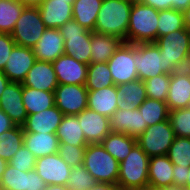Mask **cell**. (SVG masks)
<instances>
[{"label": "cell", "mask_w": 190, "mask_h": 190, "mask_svg": "<svg viewBox=\"0 0 190 190\" xmlns=\"http://www.w3.org/2000/svg\"><path fill=\"white\" fill-rule=\"evenodd\" d=\"M185 26L190 30V7L184 12Z\"/></svg>", "instance_id": "obj_54"}, {"label": "cell", "mask_w": 190, "mask_h": 190, "mask_svg": "<svg viewBox=\"0 0 190 190\" xmlns=\"http://www.w3.org/2000/svg\"><path fill=\"white\" fill-rule=\"evenodd\" d=\"M168 119L176 137L190 138V107L169 111Z\"/></svg>", "instance_id": "obj_40"}, {"label": "cell", "mask_w": 190, "mask_h": 190, "mask_svg": "<svg viewBox=\"0 0 190 190\" xmlns=\"http://www.w3.org/2000/svg\"><path fill=\"white\" fill-rule=\"evenodd\" d=\"M83 166L96 182L117 184L119 162L105 150L101 143L86 146Z\"/></svg>", "instance_id": "obj_5"}, {"label": "cell", "mask_w": 190, "mask_h": 190, "mask_svg": "<svg viewBox=\"0 0 190 190\" xmlns=\"http://www.w3.org/2000/svg\"><path fill=\"white\" fill-rule=\"evenodd\" d=\"M59 31L64 38V54L75 60L90 64L91 31L81 26L74 19L67 21Z\"/></svg>", "instance_id": "obj_6"}, {"label": "cell", "mask_w": 190, "mask_h": 190, "mask_svg": "<svg viewBox=\"0 0 190 190\" xmlns=\"http://www.w3.org/2000/svg\"><path fill=\"white\" fill-rule=\"evenodd\" d=\"M190 99V75L182 70L173 72L170 76V86L166 103L168 110L188 107Z\"/></svg>", "instance_id": "obj_23"}, {"label": "cell", "mask_w": 190, "mask_h": 190, "mask_svg": "<svg viewBox=\"0 0 190 190\" xmlns=\"http://www.w3.org/2000/svg\"><path fill=\"white\" fill-rule=\"evenodd\" d=\"M46 29L38 7L25 6L11 36L18 46L33 48Z\"/></svg>", "instance_id": "obj_7"}, {"label": "cell", "mask_w": 190, "mask_h": 190, "mask_svg": "<svg viewBox=\"0 0 190 190\" xmlns=\"http://www.w3.org/2000/svg\"><path fill=\"white\" fill-rule=\"evenodd\" d=\"M88 144L101 143L111 132L109 117L86 108L77 115Z\"/></svg>", "instance_id": "obj_15"}, {"label": "cell", "mask_w": 190, "mask_h": 190, "mask_svg": "<svg viewBox=\"0 0 190 190\" xmlns=\"http://www.w3.org/2000/svg\"><path fill=\"white\" fill-rule=\"evenodd\" d=\"M123 42L119 37L91 31L90 63L108 62Z\"/></svg>", "instance_id": "obj_28"}, {"label": "cell", "mask_w": 190, "mask_h": 190, "mask_svg": "<svg viewBox=\"0 0 190 190\" xmlns=\"http://www.w3.org/2000/svg\"><path fill=\"white\" fill-rule=\"evenodd\" d=\"M36 61L33 48L16 45L5 64L3 73L11 82L22 83Z\"/></svg>", "instance_id": "obj_14"}, {"label": "cell", "mask_w": 190, "mask_h": 190, "mask_svg": "<svg viewBox=\"0 0 190 190\" xmlns=\"http://www.w3.org/2000/svg\"><path fill=\"white\" fill-rule=\"evenodd\" d=\"M138 2L149 5L158 11L172 9V0H139Z\"/></svg>", "instance_id": "obj_46"}, {"label": "cell", "mask_w": 190, "mask_h": 190, "mask_svg": "<svg viewBox=\"0 0 190 190\" xmlns=\"http://www.w3.org/2000/svg\"><path fill=\"white\" fill-rule=\"evenodd\" d=\"M86 146L59 144L58 154L70 167L83 165Z\"/></svg>", "instance_id": "obj_42"}, {"label": "cell", "mask_w": 190, "mask_h": 190, "mask_svg": "<svg viewBox=\"0 0 190 190\" xmlns=\"http://www.w3.org/2000/svg\"><path fill=\"white\" fill-rule=\"evenodd\" d=\"M139 112L142 113L144 122L147 126L164 122L169 118V110L165 101L146 98V100L139 106Z\"/></svg>", "instance_id": "obj_36"}, {"label": "cell", "mask_w": 190, "mask_h": 190, "mask_svg": "<svg viewBox=\"0 0 190 190\" xmlns=\"http://www.w3.org/2000/svg\"><path fill=\"white\" fill-rule=\"evenodd\" d=\"M141 190H185V188L175 187V186L165 188V187H156L152 185H147L144 189Z\"/></svg>", "instance_id": "obj_51"}, {"label": "cell", "mask_w": 190, "mask_h": 190, "mask_svg": "<svg viewBox=\"0 0 190 190\" xmlns=\"http://www.w3.org/2000/svg\"><path fill=\"white\" fill-rule=\"evenodd\" d=\"M167 156L175 165L190 167V138L175 137Z\"/></svg>", "instance_id": "obj_39"}, {"label": "cell", "mask_w": 190, "mask_h": 190, "mask_svg": "<svg viewBox=\"0 0 190 190\" xmlns=\"http://www.w3.org/2000/svg\"><path fill=\"white\" fill-rule=\"evenodd\" d=\"M25 6L39 7L45 0H19Z\"/></svg>", "instance_id": "obj_52"}, {"label": "cell", "mask_w": 190, "mask_h": 190, "mask_svg": "<svg viewBox=\"0 0 190 190\" xmlns=\"http://www.w3.org/2000/svg\"><path fill=\"white\" fill-rule=\"evenodd\" d=\"M170 74H160L144 81L147 97L160 101L167 99L170 86Z\"/></svg>", "instance_id": "obj_38"}, {"label": "cell", "mask_w": 190, "mask_h": 190, "mask_svg": "<svg viewBox=\"0 0 190 190\" xmlns=\"http://www.w3.org/2000/svg\"><path fill=\"white\" fill-rule=\"evenodd\" d=\"M116 95L119 100L118 109L135 110L146 100L147 92L144 81L137 79L116 86Z\"/></svg>", "instance_id": "obj_25"}, {"label": "cell", "mask_w": 190, "mask_h": 190, "mask_svg": "<svg viewBox=\"0 0 190 190\" xmlns=\"http://www.w3.org/2000/svg\"><path fill=\"white\" fill-rule=\"evenodd\" d=\"M22 100L28 115L39 113L55 105L54 92L22 86Z\"/></svg>", "instance_id": "obj_30"}, {"label": "cell", "mask_w": 190, "mask_h": 190, "mask_svg": "<svg viewBox=\"0 0 190 190\" xmlns=\"http://www.w3.org/2000/svg\"><path fill=\"white\" fill-rule=\"evenodd\" d=\"M109 121L111 132L124 133L136 138L148 127L138 108L135 110L117 109Z\"/></svg>", "instance_id": "obj_18"}, {"label": "cell", "mask_w": 190, "mask_h": 190, "mask_svg": "<svg viewBox=\"0 0 190 190\" xmlns=\"http://www.w3.org/2000/svg\"><path fill=\"white\" fill-rule=\"evenodd\" d=\"M134 64L142 81L164 74L163 54L155 42L134 44Z\"/></svg>", "instance_id": "obj_9"}, {"label": "cell", "mask_w": 190, "mask_h": 190, "mask_svg": "<svg viewBox=\"0 0 190 190\" xmlns=\"http://www.w3.org/2000/svg\"><path fill=\"white\" fill-rule=\"evenodd\" d=\"M159 11L155 8L133 2L127 31V43H149L157 39Z\"/></svg>", "instance_id": "obj_2"}, {"label": "cell", "mask_w": 190, "mask_h": 190, "mask_svg": "<svg viewBox=\"0 0 190 190\" xmlns=\"http://www.w3.org/2000/svg\"><path fill=\"white\" fill-rule=\"evenodd\" d=\"M47 184L33 169L28 172L7 165L0 181V190H44Z\"/></svg>", "instance_id": "obj_13"}, {"label": "cell", "mask_w": 190, "mask_h": 190, "mask_svg": "<svg viewBox=\"0 0 190 190\" xmlns=\"http://www.w3.org/2000/svg\"><path fill=\"white\" fill-rule=\"evenodd\" d=\"M114 85L107 62L90 63L85 87L88 90H98Z\"/></svg>", "instance_id": "obj_34"}, {"label": "cell", "mask_w": 190, "mask_h": 190, "mask_svg": "<svg viewBox=\"0 0 190 190\" xmlns=\"http://www.w3.org/2000/svg\"><path fill=\"white\" fill-rule=\"evenodd\" d=\"M56 135L60 144H71L73 146L88 145L77 115H64Z\"/></svg>", "instance_id": "obj_29"}, {"label": "cell", "mask_w": 190, "mask_h": 190, "mask_svg": "<svg viewBox=\"0 0 190 190\" xmlns=\"http://www.w3.org/2000/svg\"><path fill=\"white\" fill-rule=\"evenodd\" d=\"M64 114L55 105L39 113L27 116L23 125L25 132L56 133Z\"/></svg>", "instance_id": "obj_21"}, {"label": "cell", "mask_w": 190, "mask_h": 190, "mask_svg": "<svg viewBox=\"0 0 190 190\" xmlns=\"http://www.w3.org/2000/svg\"><path fill=\"white\" fill-rule=\"evenodd\" d=\"M24 7L19 0H0V33L11 34Z\"/></svg>", "instance_id": "obj_33"}, {"label": "cell", "mask_w": 190, "mask_h": 190, "mask_svg": "<svg viewBox=\"0 0 190 190\" xmlns=\"http://www.w3.org/2000/svg\"><path fill=\"white\" fill-rule=\"evenodd\" d=\"M163 54V72L172 74L182 69L184 62L189 56L190 30L184 28L158 37L155 41Z\"/></svg>", "instance_id": "obj_4"}, {"label": "cell", "mask_w": 190, "mask_h": 190, "mask_svg": "<svg viewBox=\"0 0 190 190\" xmlns=\"http://www.w3.org/2000/svg\"><path fill=\"white\" fill-rule=\"evenodd\" d=\"M88 89L85 85L59 84L54 91L55 106L64 115H78L87 108Z\"/></svg>", "instance_id": "obj_11"}, {"label": "cell", "mask_w": 190, "mask_h": 190, "mask_svg": "<svg viewBox=\"0 0 190 190\" xmlns=\"http://www.w3.org/2000/svg\"><path fill=\"white\" fill-rule=\"evenodd\" d=\"M148 185L165 188L173 186V163L167 155L150 157Z\"/></svg>", "instance_id": "obj_27"}, {"label": "cell", "mask_w": 190, "mask_h": 190, "mask_svg": "<svg viewBox=\"0 0 190 190\" xmlns=\"http://www.w3.org/2000/svg\"><path fill=\"white\" fill-rule=\"evenodd\" d=\"M150 157L136 144L127 157L119 163L117 184L122 190H141L148 185Z\"/></svg>", "instance_id": "obj_3"}, {"label": "cell", "mask_w": 190, "mask_h": 190, "mask_svg": "<svg viewBox=\"0 0 190 190\" xmlns=\"http://www.w3.org/2000/svg\"><path fill=\"white\" fill-rule=\"evenodd\" d=\"M187 188H190V167H188Z\"/></svg>", "instance_id": "obj_57"}, {"label": "cell", "mask_w": 190, "mask_h": 190, "mask_svg": "<svg viewBox=\"0 0 190 190\" xmlns=\"http://www.w3.org/2000/svg\"><path fill=\"white\" fill-rule=\"evenodd\" d=\"M10 82L11 81L8 79V77L3 73V71L0 70V97L2 95V92Z\"/></svg>", "instance_id": "obj_50"}, {"label": "cell", "mask_w": 190, "mask_h": 190, "mask_svg": "<svg viewBox=\"0 0 190 190\" xmlns=\"http://www.w3.org/2000/svg\"><path fill=\"white\" fill-rule=\"evenodd\" d=\"M190 7V0H172V9L185 11Z\"/></svg>", "instance_id": "obj_49"}, {"label": "cell", "mask_w": 190, "mask_h": 190, "mask_svg": "<svg viewBox=\"0 0 190 190\" xmlns=\"http://www.w3.org/2000/svg\"><path fill=\"white\" fill-rule=\"evenodd\" d=\"M103 0H74L73 19L87 30L94 31Z\"/></svg>", "instance_id": "obj_32"}, {"label": "cell", "mask_w": 190, "mask_h": 190, "mask_svg": "<svg viewBox=\"0 0 190 190\" xmlns=\"http://www.w3.org/2000/svg\"><path fill=\"white\" fill-rule=\"evenodd\" d=\"M118 103L116 85L98 90H88L87 108L99 114L110 118L118 109Z\"/></svg>", "instance_id": "obj_24"}, {"label": "cell", "mask_w": 190, "mask_h": 190, "mask_svg": "<svg viewBox=\"0 0 190 190\" xmlns=\"http://www.w3.org/2000/svg\"><path fill=\"white\" fill-rule=\"evenodd\" d=\"M96 180L83 166L71 167V173L67 182L70 190H89L96 184Z\"/></svg>", "instance_id": "obj_41"}, {"label": "cell", "mask_w": 190, "mask_h": 190, "mask_svg": "<svg viewBox=\"0 0 190 190\" xmlns=\"http://www.w3.org/2000/svg\"><path fill=\"white\" fill-rule=\"evenodd\" d=\"M132 5L130 0H103L93 32L119 37L127 43Z\"/></svg>", "instance_id": "obj_1"}, {"label": "cell", "mask_w": 190, "mask_h": 190, "mask_svg": "<svg viewBox=\"0 0 190 190\" xmlns=\"http://www.w3.org/2000/svg\"><path fill=\"white\" fill-rule=\"evenodd\" d=\"M23 126H16L0 134V158L9 162L23 145Z\"/></svg>", "instance_id": "obj_35"}, {"label": "cell", "mask_w": 190, "mask_h": 190, "mask_svg": "<svg viewBox=\"0 0 190 190\" xmlns=\"http://www.w3.org/2000/svg\"><path fill=\"white\" fill-rule=\"evenodd\" d=\"M8 165V162H6L5 160H3L2 158H0V181L2 179V174L5 171L6 167Z\"/></svg>", "instance_id": "obj_56"}, {"label": "cell", "mask_w": 190, "mask_h": 190, "mask_svg": "<svg viewBox=\"0 0 190 190\" xmlns=\"http://www.w3.org/2000/svg\"><path fill=\"white\" fill-rule=\"evenodd\" d=\"M34 170L47 185H67L71 167L58 153L37 158Z\"/></svg>", "instance_id": "obj_12"}, {"label": "cell", "mask_w": 190, "mask_h": 190, "mask_svg": "<svg viewBox=\"0 0 190 190\" xmlns=\"http://www.w3.org/2000/svg\"><path fill=\"white\" fill-rule=\"evenodd\" d=\"M0 109L3 110L16 126L26 123L27 112L22 100V83L10 82L0 97Z\"/></svg>", "instance_id": "obj_17"}, {"label": "cell", "mask_w": 190, "mask_h": 190, "mask_svg": "<svg viewBox=\"0 0 190 190\" xmlns=\"http://www.w3.org/2000/svg\"><path fill=\"white\" fill-rule=\"evenodd\" d=\"M23 144L36 158L58 153L59 139L56 133L25 132Z\"/></svg>", "instance_id": "obj_26"}, {"label": "cell", "mask_w": 190, "mask_h": 190, "mask_svg": "<svg viewBox=\"0 0 190 190\" xmlns=\"http://www.w3.org/2000/svg\"><path fill=\"white\" fill-rule=\"evenodd\" d=\"M37 158L31 153L28 148L23 144L21 148L14 154L8 162L12 167L28 172L34 169Z\"/></svg>", "instance_id": "obj_43"}, {"label": "cell", "mask_w": 190, "mask_h": 190, "mask_svg": "<svg viewBox=\"0 0 190 190\" xmlns=\"http://www.w3.org/2000/svg\"><path fill=\"white\" fill-rule=\"evenodd\" d=\"M38 61L53 62L64 54V38L59 29L47 28L33 47Z\"/></svg>", "instance_id": "obj_20"}, {"label": "cell", "mask_w": 190, "mask_h": 190, "mask_svg": "<svg viewBox=\"0 0 190 190\" xmlns=\"http://www.w3.org/2000/svg\"><path fill=\"white\" fill-rule=\"evenodd\" d=\"M101 144L120 163L137 144V140L136 137L124 133L110 132Z\"/></svg>", "instance_id": "obj_31"}, {"label": "cell", "mask_w": 190, "mask_h": 190, "mask_svg": "<svg viewBox=\"0 0 190 190\" xmlns=\"http://www.w3.org/2000/svg\"><path fill=\"white\" fill-rule=\"evenodd\" d=\"M157 38L186 28L183 11L167 9L158 14Z\"/></svg>", "instance_id": "obj_37"}, {"label": "cell", "mask_w": 190, "mask_h": 190, "mask_svg": "<svg viewBox=\"0 0 190 190\" xmlns=\"http://www.w3.org/2000/svg\"><path fill=\"white\" fill-rule=\"evenodd\" d=\"M14 127H16L15 123L3 110L0 109V134Z\"/></svg>", "instance_id": "obj_47"}, {"label": "cell", "mask_w": 190, "mask_h": 190, "mask_svg": "<svg viewBox=\"0 0 190 190\" xmlns=\"http://www.w3.org/2000/svg\"><path fill=\"white\" fill-rule=\"evenodd\" d=\"M44 190H70L66 185H47Z\"/></svg>", "instance_id": "obj_53"}, {"label": "cell", "mask_w": 190, "mask_h": 190, "mask_svg": "<svg viewBox=\"0 0 190 190\" xmlns=\"http://www.w3.org/2000/svg\"><path fill=\"white\" fill-rule=\"evenodd\" d=\"M58 84L85 85L88 65L63 54L52 62Z\"/></svg>", "instance_id": "obj_16"}, {"label": "cell", "mask_w": 190, "mask_h": 190, "mask_svg": "<svg viewBox=\"0 0 190 190\" xmlns=\"http://www.w3.org/2000/svg\"><path fill=\"white\" fill-rule=\"evenodd\" d=\"M169 119L148 126L136 140L141 149L149 156L167 155L175 139Z\"/></svg>", "instance_id": "obj_8"}, {"label": "cell", "mask_w": 190, "mask_h": 190, "mask_svg": "<svg viewBox=\"0 0 190 190\" xmlns=\"http://www.w3.org/2000/svg\"><path fill=\"white\" fill-rule=\"evenodd\" d=\"M181 70L190 75V55L187 57Z\"/></svg>", "instance_id": "obj_55"}, {"label": "cell", "mask_w": 190, "mask_h": 190, "mask_svg": "<svg viewBox=\"0 0 190 190\" xmlns=\"http://www.w3.org/2000/svg\"><path fill=\"white\" fill-rule=\"evenodd\" d=\"M55 1H67V3H73L74 0H55Z\"/></svg>", "instance_id": "obj_58"}, {"label": "cell", "mask_w": 190, "mask_h": 190, "mask_svg": "<svg viewBox=\"0 0 190 190\" xmlns=\"http://www.w3.org/2000/svg\"><path fill=\"white\" fill-rule=\"evenodd\" d=\"M114 85L138 79L134 64V44L123 42L107 62Z\"/></svg>", "instance_id": "obj_10"}, {"label": "cell", "mask_w": 190, "mask_h": 190, "mask_svg": "<svg viewBox=\"0 0 190 190\" xmlns=\"http://www.w3.org/2000/svg\"><path fill=\"white\" fill-rule=\"evenodd\" d=\"M89 190H122L118 184L97 182Z\"/></svg>", "instance_id": "obj_48"}, {"label": "cell", "mask_w": 190, "mask_h": 190, "mask_svg": "<svg viewBox=\"0 0 190 190\" xmlns=\"http://www.w3.org/2000/svg\"><path fill=\"white\" fill-rule=\"evenodd\" d=\"M38 9L46 28L59 29L73 19V3L67 1L45 0Z\"/></svg>", "instance_id": "obj_22"}, {"label": "cell", "mask_w": 190, "mask_h": 190, "mask_svg": "<svg viewBox=\"0 0 190 190\" xmlns=\"http://www.w3.org/2000/svg\"><path fill=\"white\" fill-rule=\"evenodd\" d=\"M188 167L173 164V186L187 188Z\"/></svg>", "instance_id": "obj_45"}, {"label": "cell", "mask_w": 190, "mask_h": 190, "mask_svg": "<svg viewBox=\"0 0 190 190\" xmlns=\"http://www.w3.org/2000/svg\"><path fill=\"white\" fill-rule=\"evenodd\" d=\"M17 44L13 40L11 34L0 33V70L3 71L12 49Z\"/></svg>", "instance_id": "obj_44"}, {"label": "cell", "mask_w": 190, "mask_h": 190, "mask_svg": "<svg viewBox=\"0 0 190 190\" xmlns=\"http://www.w3.org/2000/svg\"><path fill=\"white\" fill-rule=\"evenodd\" d=\"M58 85L52 62L38 60L28 71L25 80L22 82V86L49 92H54Z\"/></svg>", "instance_id": "obj_19"}]
</instances>
